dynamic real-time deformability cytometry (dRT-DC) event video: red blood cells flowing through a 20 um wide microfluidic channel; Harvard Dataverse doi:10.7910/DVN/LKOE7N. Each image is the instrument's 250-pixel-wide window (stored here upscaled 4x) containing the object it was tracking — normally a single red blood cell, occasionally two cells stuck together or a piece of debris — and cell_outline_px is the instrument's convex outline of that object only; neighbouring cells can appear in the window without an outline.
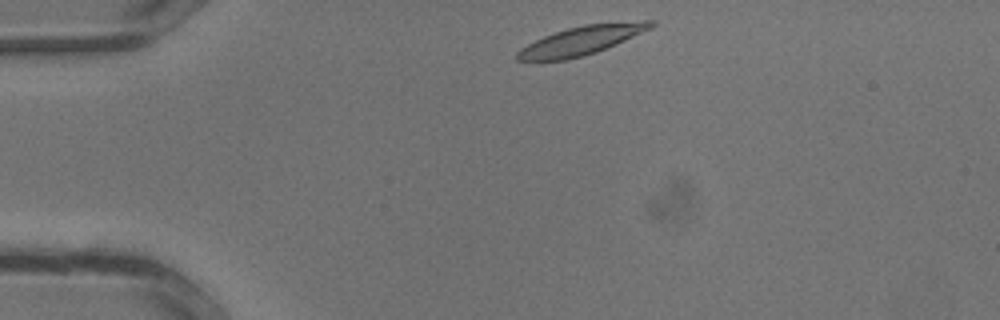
{"species": "common noctule bat (a hibernating species)", "species_latin": "Nyctalus noctula", "temperature_condition": "warm", "stored_images_in_passage": 27, "camera_frame_rate_fps": 3000, "um_per_image_px": 0.085, "animal": {"sex": "male", "body_mass_g": 13.3}, "frame": {"image": 1, "passage_image": 1, "time_ms": 0.0, "image_size_px": [1000, 320], "cell_outline_px": [[656, 24], [652, 28], [616, 44], [596, 52], [584, 56], [568, 60], [516, 60], [516, 52], [520, 48], [544, 36], [568, 28], [584, 24], [644, 20], [656, 20]], "centroid_in_image_um": [49.47, 3.43], "position_along_channel_um": 35.5, "area_um2": 22.43}}
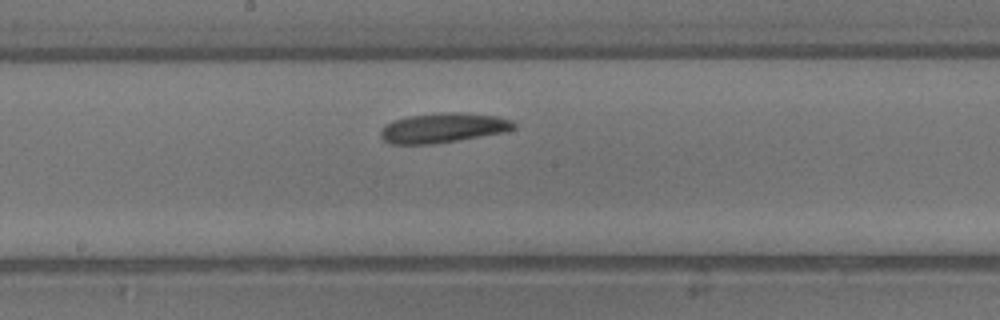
{"frame": {"image": 2, "passage_image": 12, "time_ms": 3.667, "image_size_px": [1000, 320], "cell_outline_px": [[516, 128], [504, 132], [432, 144], [388, 144], [380, 136], [380, 132], [384, 124], [408, 116], [448, 112], [460, 112], [496, 116], [512, 120], [516, 124]], "centroid_in_image_um": [37.65, 10.87], "position_along_channel_um": 210.6, "area_um2": 22.95}}
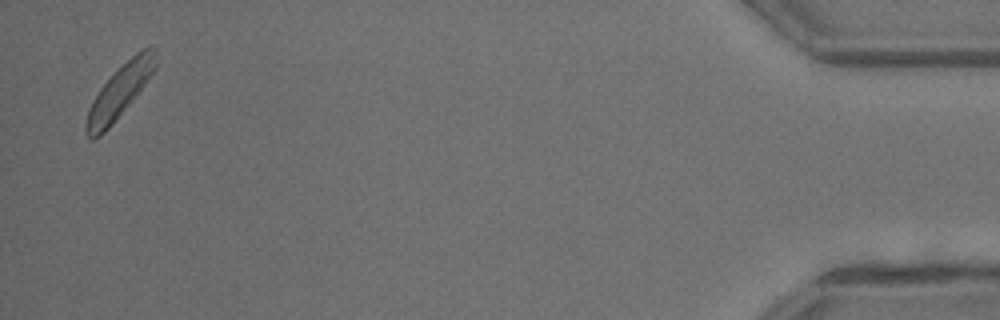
{"frame": {"image": 3, "passage_image": 27, "time_ms": 8.667, "image_size_px": [1000, 320], "cell_outline_px": [[156, 68], [140, 92], [112, 124], [100, 136], [92, 140], [84, 132], [84, 124], [92, 100], [100, 88], [136, 52], [148, 44], [152, 44], [156, 48]], "centroid_in_image_um": [10.2, 7.77], "position_along_channel_um": 425.0, "area_um2": 21.33}}